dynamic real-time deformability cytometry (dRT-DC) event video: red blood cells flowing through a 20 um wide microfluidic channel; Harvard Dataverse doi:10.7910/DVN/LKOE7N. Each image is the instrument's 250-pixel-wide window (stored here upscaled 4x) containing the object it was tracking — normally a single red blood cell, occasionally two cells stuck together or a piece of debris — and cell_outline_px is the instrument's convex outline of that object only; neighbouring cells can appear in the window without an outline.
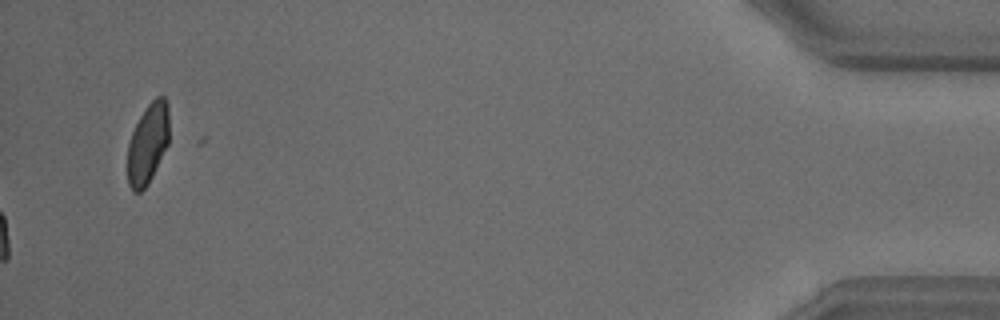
{"species": "common noctule bat (a hibernating species)", "species_latin": "Nyctalus noctula", "temperature_condition": "warm", "stored_images_in_passage": 45, "camera_frame_rate_fps": 3000, "um_per_image_px": 0.085, "animal": {"sex": "male", "body_mass_g": 18.8}, "frame": {"image": 1, "passage_image": 45, "time_ms": 14.667, "image_size_px": [1000, 320], "cell_outline_px": [[168, 144], [148, 184], [140, 192], [132, 192], [128, 184], [128, 144], [132, 132], [140, 116], [148, 104], [156, 96], [164, 96], [168, 104]], "centroid_in_image_um": [12.56, 12.2], "position_along_channel_um": 422.6, "area_um2": 19.36}, "authors_computed_cell_mechanics": {"area_um2": 21.7328, "velocity_mm_per_s": 4.2583, "shape_relaxation_time_tau1_ms": 2.8258, "shape_relaxation_time_tau2_ms": 1.8479, "deformation_change_tau1": 0.1232, "deformation_change_tau2": 0.0726}}